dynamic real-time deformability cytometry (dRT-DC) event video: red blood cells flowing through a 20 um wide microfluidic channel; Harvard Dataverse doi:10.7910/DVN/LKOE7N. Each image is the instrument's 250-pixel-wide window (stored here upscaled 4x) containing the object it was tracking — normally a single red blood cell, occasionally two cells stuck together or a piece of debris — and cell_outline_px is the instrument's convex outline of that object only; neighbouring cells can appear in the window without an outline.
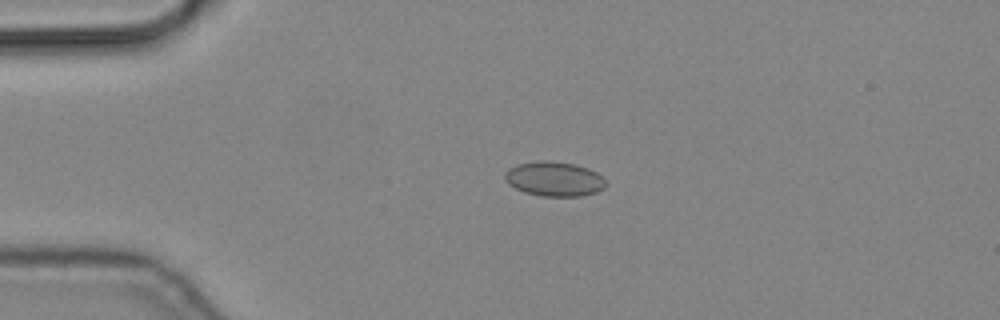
{"species": "common noctule bat (a hibernating species)", "species_latin": "Nyctalus noctula", "temperature_condition": "cold", "stored_images_in_passage": 3, "camera_frame_rate_fps": 3000, "um_per_image_px": 0.085, "animal": {"sex": "male", "body_mass_g": 19.2, "forearm_length_mm": 51.8}, "frame": {"image": 1, "passage_image": 2, "time_ms": 0.333, "image_size_px": [1000, 320], "cell_outline_px": [[608, 184], [604, 188], [596, 192], [580, 196], [540, 196], [524, 192], [508, 184], [504, 180], [504, 172], [508, 168], [516, 164], [536, 160], [552, 160], [572, 164], [588, 168], [596, 172]], "centroid_in_image_um": [47.06, 15.2], "position_along_channel_um": 37.9, "area_um2": 20.58}}